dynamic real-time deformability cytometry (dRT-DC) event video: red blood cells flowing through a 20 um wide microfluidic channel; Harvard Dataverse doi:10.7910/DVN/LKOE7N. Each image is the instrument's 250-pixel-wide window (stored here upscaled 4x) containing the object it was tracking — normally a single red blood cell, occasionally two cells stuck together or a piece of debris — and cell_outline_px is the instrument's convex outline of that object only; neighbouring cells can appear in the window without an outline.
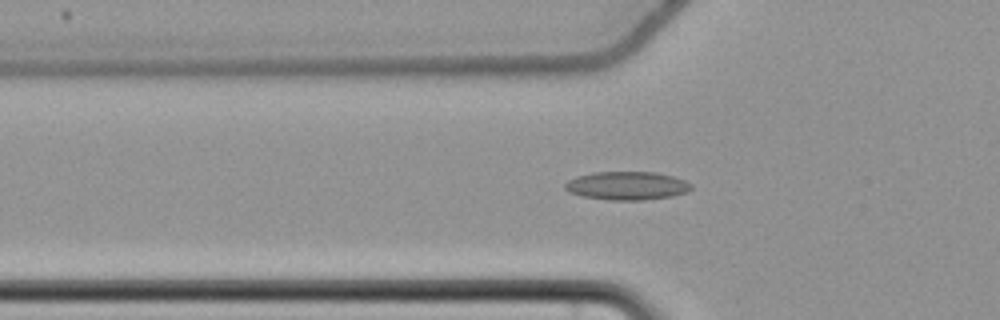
{"species": "common noctule bat (a hibernating species)", "species_latin": "Nyctalus noctula", "temperature_condition": "cold", "stored_images_in_passage": 58, "camera_frame_rate_fps": 3000, "um_per_image_px": 0.085, "animal": {"sex": "female", "body_mass_g": 22.7, "forearm_length_mm": 54.2}, "frame": {"image": 1, "passage_image": 21, "time_ms": 6.667, "image_size_px": [1000, 320], "cell_outline_px": [[692, 188], [688, 192], [672, 196], [644, 200], [608, 200], [580, 196], [568, 192], [564, 188], [564, 184], [568, 180], [576, 176], [592, 172], [656, 172], [672, 176], [684, 180], [692, 184]], "centroid_in_image_um": [53.27, 15.79], "position_along_channel_um": 72.5, "area_um2": 21.1}}
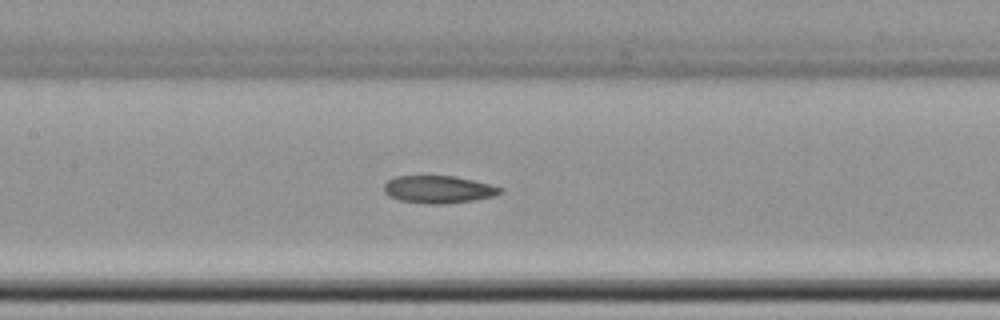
{"frame": {"image": 2, "passage_image": 29, "time_ms": 9.333, "image_size_px": [1000, 320], "cell_outline_px": [[504, 192], [496, 196], [472, 200], [444, 204], [424, 204], [400, 200], [388, 196], [384, 192], [384, 184], [388, 180], [396, 176], [452, 176], [492, 184], [500, 188]], "centroid_in_image_um": [37.26, 16.11], "position_along_channel_um": 170.1, "area_um2": 18.67}}
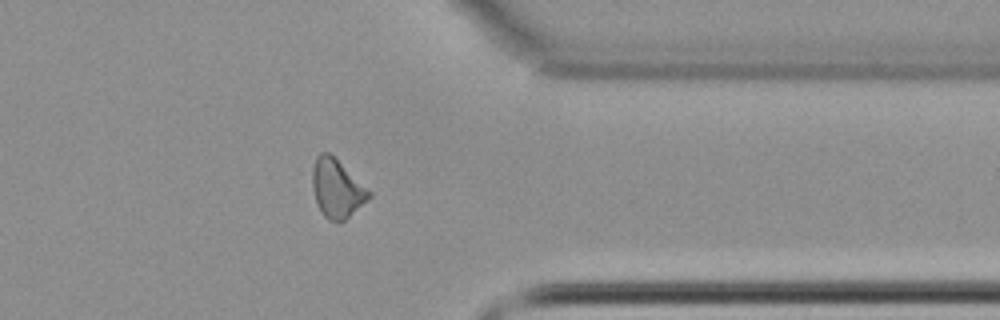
{"frame": {"image": 3, "passage_image": 47, "time_ms": 15.333, "image_size_px": [1000, 320], "cell_outline_px": [[372, 196], [344, 220], [328, 220], [320, 212], [316, 200], [312, 184], [312, 168], [316, 156], [320, 152], [328, 152], [372, 192]], "centroid_in_image_um": [28.62, 16.01], "position_along_channel_um": 382.8, "area_um2": 18.9}}